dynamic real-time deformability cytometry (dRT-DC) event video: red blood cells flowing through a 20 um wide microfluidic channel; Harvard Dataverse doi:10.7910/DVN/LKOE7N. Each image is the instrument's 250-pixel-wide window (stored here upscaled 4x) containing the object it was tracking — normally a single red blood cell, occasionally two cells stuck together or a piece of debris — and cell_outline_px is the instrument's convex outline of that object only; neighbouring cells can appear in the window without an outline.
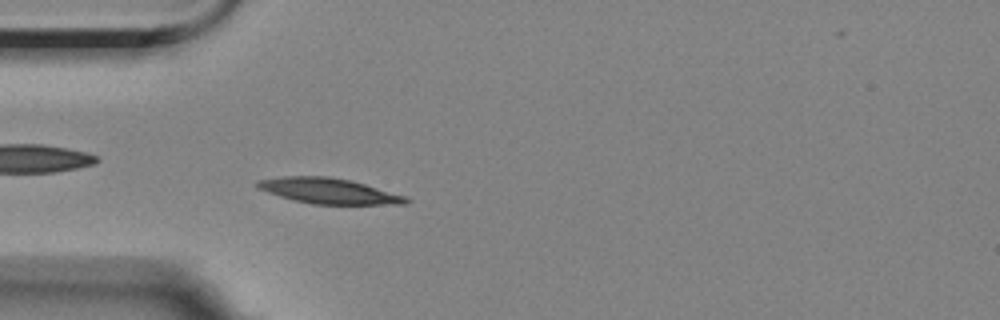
{"species": "Egyptian fruit bat (a non-hibernating species)", "species_latin": "Rousettus aegyptiacus", "temperature_condition": "room temperature", "stored_images_in_passage": 53, "camera_frame_rate_fps": 3000, "um_per_image_px": 0.085, "animal": {"sex": "female"}, "frame": {"image": 1, "passage_image": 13, "time_ms": 4.0, "image_size_px": [1000, 320], "cell_outline_px": [[412, 200], [408, 204], [312, 204], [280, 196], [256, 188], [256, 180], [284, 176], [328, 176], [348, 180], [364, 184], [404, 196]], "centroid_in_image_um": [27.91, 16.23], "position_along_channel_um": 57.1, "area_um2": 21.79}}
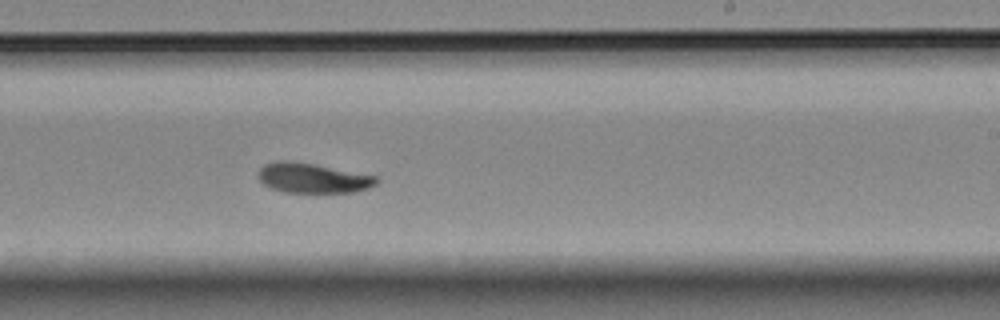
{"frame": {"image": 2, "passage_image": 31, "time_ms": 10.0, "image_size_px": [1000, 320], "cell_outline_px": [[380, 180], [376, 184], [368, 188], [356, 192], [284, 192], [272, 188], [264, 184], [256, 176], [260, 168], [264, 164], [280, 160], [312, 164], [376, 176]], "centroid_in_image_um": [26.57, 15.14], "position_along_channel_um": 262.4, "area_um2": 20.29}}
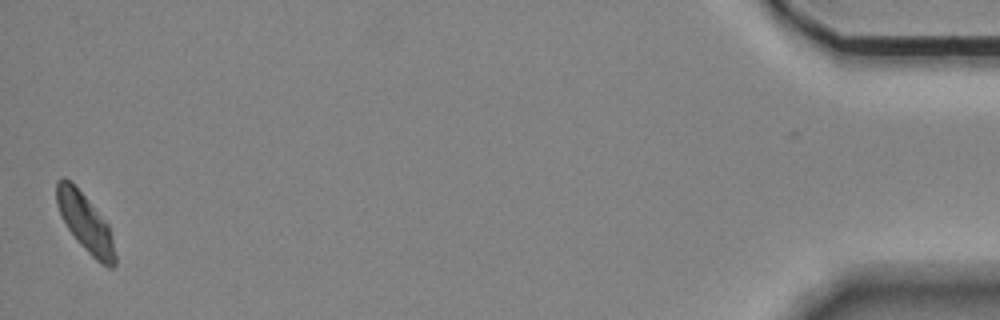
{"frame": {"image": 3, "passage_image": 53, "time_ms": 17.333, "image_size_px": [1000, 320], "cell_outline_px": [[116, 264], [112, 268], [108, 268], [100, 264], [80, 244], [68, 228], [60, 216], [56, 204], [56, 180], [64, 176], [84, 196], [108, 224], [116, 256]], "centroid_in_image_um": [7.24, 18.96], "position_along_channel_um": 428.0, "area_um2": 19.42}, "authors_computed_cell_mechanics": {"area_um2": 20.7502, "velocity_mm_per_s": 3.488, "shape_relaxation_time_tau1_ms": 3.2137, "shape_relaxation_time_tau2_ms": 3.6992, "deformation_change_tau1": 0.1233, "deformation_change_tau2": 0.0723}}